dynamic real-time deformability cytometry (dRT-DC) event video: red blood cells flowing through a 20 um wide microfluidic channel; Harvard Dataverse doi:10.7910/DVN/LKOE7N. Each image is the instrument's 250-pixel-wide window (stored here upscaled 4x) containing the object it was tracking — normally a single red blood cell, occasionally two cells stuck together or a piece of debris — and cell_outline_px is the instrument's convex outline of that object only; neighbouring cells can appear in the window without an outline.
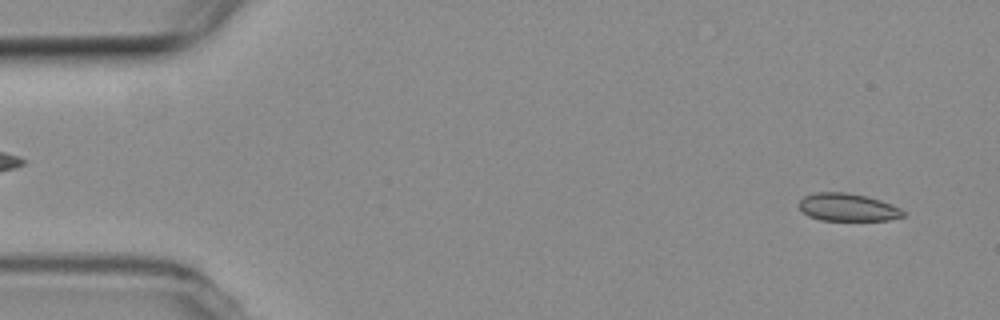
{"species": "common noctule bat (a hibernating species)", "species_latin": "Nyctalus noctula", "temperature_condition": "room temperature", "stored_images_in_passage": 55, "segment_of_instrument_passage": [1, 2], "camera_frame_rate_fps": 3000, "um_per_image_px": 0.085, "animal": {"sex": "female", "body_mass_g": 19.3, "forearm_length_mm": 54.1}, "frame": {"image": 1, "passage_image": 3, "time_ms": 0.667, "image_size_px": [1000, 320], "cell_outline_px": [[904, 216], [888, 220], [820, 220], [808, 216], [800, 208], [800, 200], [804, 196], [816, 192], [844, 192], [868, 196], [892, 204], [900, 208], [904, 212]], "centroid_in_image_um": [72.06, 17.61], "position_along_channel_um": 12.9, "area_um2": 16.76}}
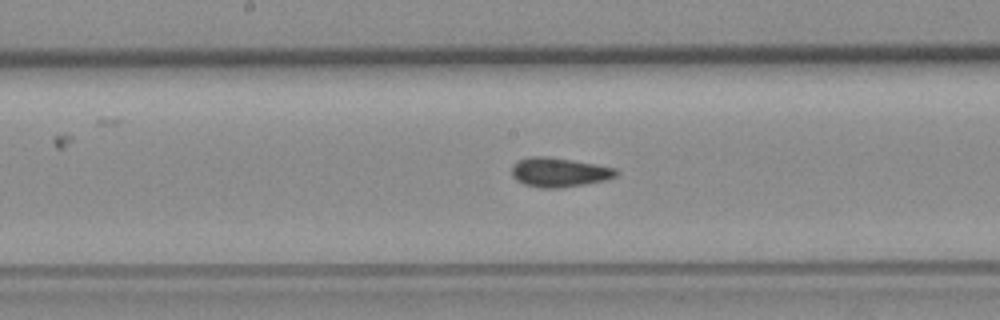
{"frame": {"image": 2, "passage_image": 27, "time_ms": 8.667, "image_size_px": [1000, 320], "cell_outline_px": [[620, 172], [616, 176], [608, 180], [560, 188], [540, 188], [524, 184], [516, 180], [512, 176], [512, 164], [516, 160], [528, 156], [548, 156], [596, 164], [616, 168]], "centroid_in_image_um": [47.52, 14.64], "position_along_channel_um": 200.7, "area_um2": 18.15}}
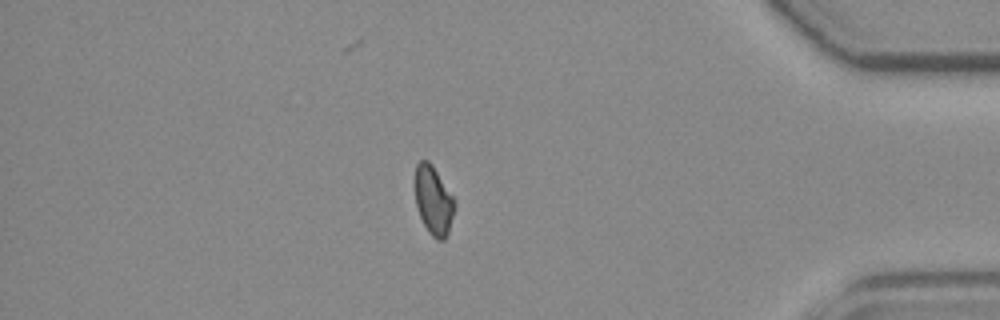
{"frame": {"image": 3, "passage_image": 46, "time_ms": 15.0, "image_size_px": [1000, 320], "cell_outline_px": [[456, 208], [448, 232], [444, 240], [436, 240], [428, 232], [416, 208], [416, 164], [420, 160], [428, 160], [432, 164], [456, 200]], "centroid_in_image_um": [36.88, 17.05], "position_along_channel_um": 398.3, "area_um2": 15.95}}